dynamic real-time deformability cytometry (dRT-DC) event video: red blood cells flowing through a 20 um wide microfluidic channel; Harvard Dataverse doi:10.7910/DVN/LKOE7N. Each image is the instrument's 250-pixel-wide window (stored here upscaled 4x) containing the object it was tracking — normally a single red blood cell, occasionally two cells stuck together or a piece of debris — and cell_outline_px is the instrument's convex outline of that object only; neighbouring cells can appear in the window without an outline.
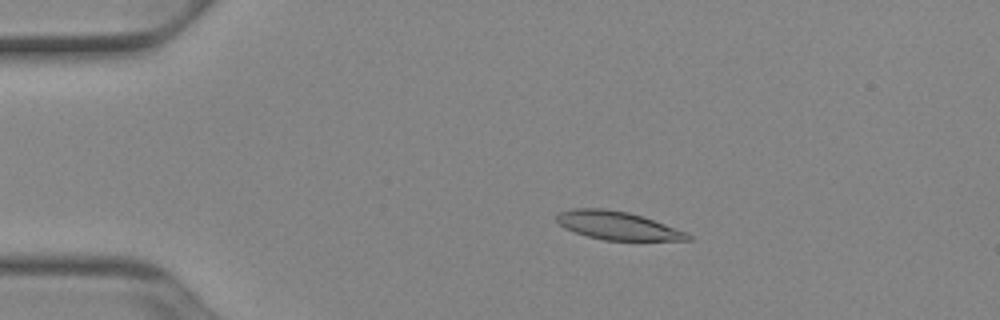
{"species": "Egyptian fruit bat (a non-hibernating species)", "species_latin": "Rousettus aegyptiacus", "temperature_condition": "cold", "stored_images_in_passage": 50, "camera_frame_rate_fps": 3000, "um_per_image_px": 0.085, "animal": {"sex": "female"}, "frame": {"image": 1, "passage_image": 8, "time_ms": 2.333, "image_size_px": [1000, 320], "cell_outline_px": [[692, 240], [604, 240], [588, 236], [564, 228], [556, 220], [556, 216], [560, 212], [572, 208], [604, 208], [628, 212], [644, 216], [688, 232], [692, 236]], "centroid_in_image_um": [52.52, 19.16], "position_along_channel_um": 32.5, "area_um2": 21.68}}
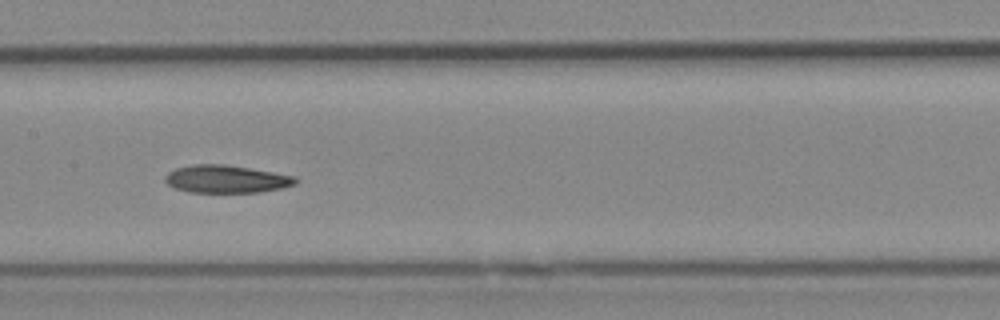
{"frame": {"image": 2, "passage_image": 24, "time_ms": 7.667, "image_size_px": [1000, 320], "cell_outline_px": [[296, 184], [284, 188], [256, 192], [188, 192], [172, 188], [164, 180], [164, 176], [168, 172], [176, 168], [192, 164], [224, 164], [296, 176]], "centroid_in_image_um": [19.19, 15.22], "position_along_channel_um": 188.2, "area_um2": 21.1}}
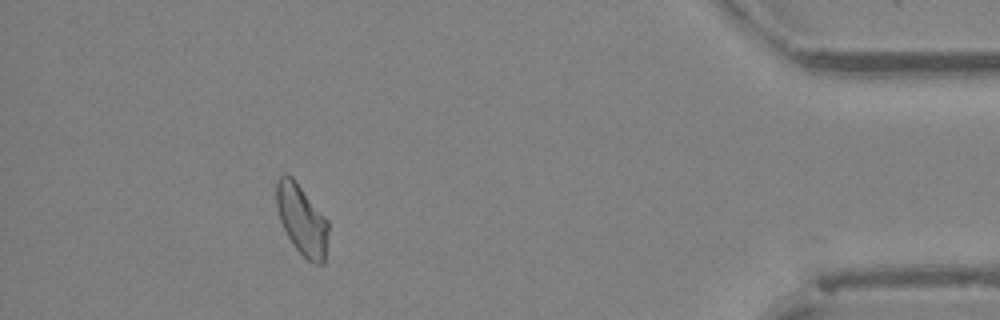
{"frame": {"image": 3, "passage_image": 45, "time_ms": 14.667, "image_size_px": [1000, 320], "cell_outline_px": [[328, 232], [324, 264], [316, 264], [308, 260], [292, 244], [280, 220], [276, 208], [276, 180], [284, 172], [292, 176], [296, 180], [328, 220]], "centroid_in_image_um": [25.64, 18.64], "position_along_channel_um": 409.6, "area_um2": 21.39}, "authors_computed_cell_mechanics": {"area_um2": 21.5594, "velocity_mm_per_s": 3.8979, "shape_relaxation_time_tau1_ms": null, "shape_relaxation_time_tau2_ms": 9.6632, "deformation_change_tau1": null, "deformation_change_tau2": 0.1745}}